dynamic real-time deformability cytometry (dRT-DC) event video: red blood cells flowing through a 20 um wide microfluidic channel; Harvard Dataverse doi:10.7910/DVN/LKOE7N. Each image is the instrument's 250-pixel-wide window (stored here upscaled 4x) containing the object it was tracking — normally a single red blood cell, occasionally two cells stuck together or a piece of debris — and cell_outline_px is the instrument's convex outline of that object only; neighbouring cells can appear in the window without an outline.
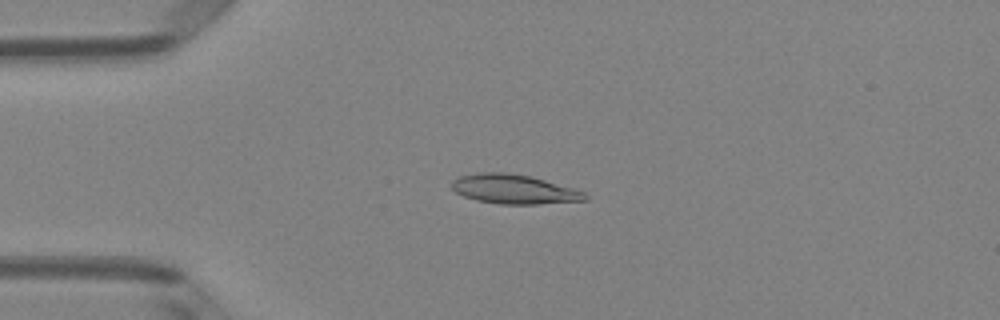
{"species": "Egyptian fruit bat (a non-hibernating species)", "species_latin": "Rousettus aegyptiacus", "temperature_condition": "room temperature", "stored_images_in_passage": 4, "camera_frame_rate_fps": 3000, "um_per_image_px": 0.085, "animal": {"sex": "female"}, "frame": {"image": 1, "passage_image": 2, "time_ms": 0.333, "image_size_px": [1000, 320], "cell_outline_px": [[588, 200], [536, 204], [500, 204], [476, 200], [464, 196], [456, 192], [452, 188], [452, 180], [460, 176], [476, 172], [508, 172], [532, 176], [572, 188], [584, 192], [588, 196]], "centroid_in_image_um": [43.68, 16.07], "position_along_channel_um": 41.3, "area_um2": 22.83}}
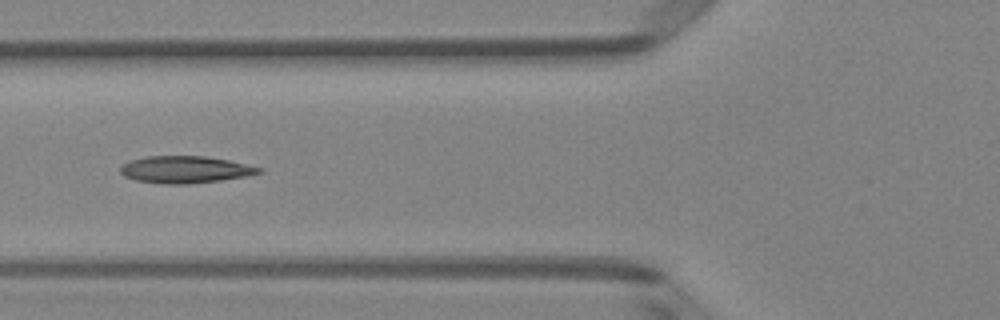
{"frame": {"image": 2, "passage_image": 4, "time_ms": 1.0, "image_size_px": [1000, 320], "cell_outline_px": [[264, 172], [244, 176], [220, 180], [188, 184], [164, 184], [136, 180], [124, 176], [120, 172], [120, 168], [128, 160], [148, 156], [204, 156], [228, 160], [264, 168]], "centroid_in_image_um": [15.74, 14.41], "position_along_channel_um": 110.1, "area_um2": 21.79}}